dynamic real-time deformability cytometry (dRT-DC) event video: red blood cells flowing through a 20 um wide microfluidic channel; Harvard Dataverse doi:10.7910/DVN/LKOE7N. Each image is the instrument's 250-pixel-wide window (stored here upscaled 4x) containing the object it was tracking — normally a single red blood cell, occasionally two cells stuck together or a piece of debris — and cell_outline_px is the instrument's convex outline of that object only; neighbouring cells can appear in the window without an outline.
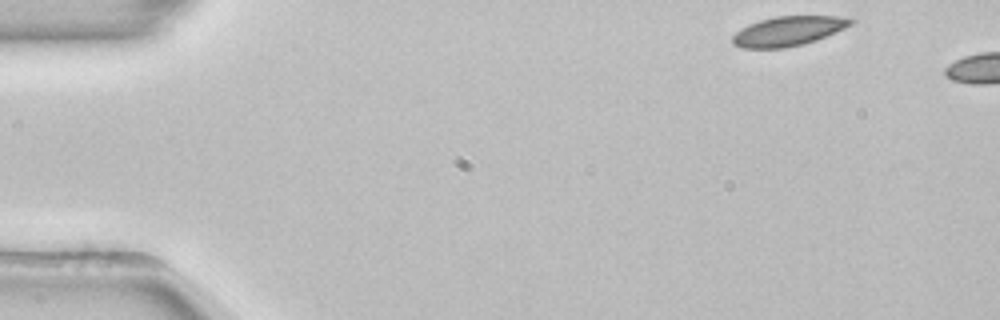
{"species": "common noctule bat (a hibernating species)", "species_latin": "Nyctalus noctula", "temperature_condition": "room temperature", "stored_images_in_passage": 5, "camera_frame_rate_fps": 3000, "um_per_image_px": 0.085, "animal": {"sex": "female", "body_mass_g": 22.7, "forearm_length_mm": 54.2}, "frame": {"image": 1, "passage_image": 1, "time_ms": 0.0, "image_size_px": [1000, 320], "cell_outline_px": [[856, 20], [852, 24], [844, 28], [816, 40], [804, 44], [784, 48], [740, 48], [732, 44], [732, 36], [740, 28], [748, 24], [760, 20], [776, 16], [840, 16]], "centroid_in_image_um": [66.96, 2.64], "position_along_channel_um": 18.0, "area_um2": 20.4}}